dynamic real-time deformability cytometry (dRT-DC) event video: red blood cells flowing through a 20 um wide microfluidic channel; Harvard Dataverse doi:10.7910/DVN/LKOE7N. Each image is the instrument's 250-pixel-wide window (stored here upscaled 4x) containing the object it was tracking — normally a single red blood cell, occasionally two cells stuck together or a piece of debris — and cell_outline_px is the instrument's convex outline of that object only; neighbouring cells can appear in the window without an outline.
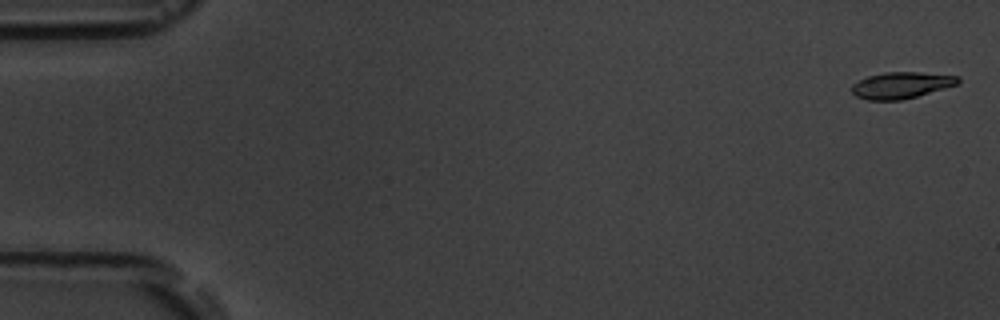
{"species": "common noctule bat (a hibernating species)", "species_latin": "Nyctalus noctula", "temperature_condition": "room temperature", "stored_images_in_passage": 5, "camera_frame_rate_fps": 3000, "um_per_image_px": 0.085, "animal": {"sex": "male", "body_mass_g": 19.5, "forearm_length_mm": 54.6}, "frame": {"image": 1, "passage_image": 1, "time_ms": 0.0, "image_size_px": [1000, 320], "cell_outline_px": [[960, 80], [956, 84], [944, 88], [916, 96], [900, 100], [868, 100], [856, 96], [852, 92], [852, 84], [868, 76], [884, 72], [920, 72], [960, 76]], "centroid_in_image_um": [76.59, 7.23], "position_along_channel_um": 8.4, "area_um2": 16.18}}
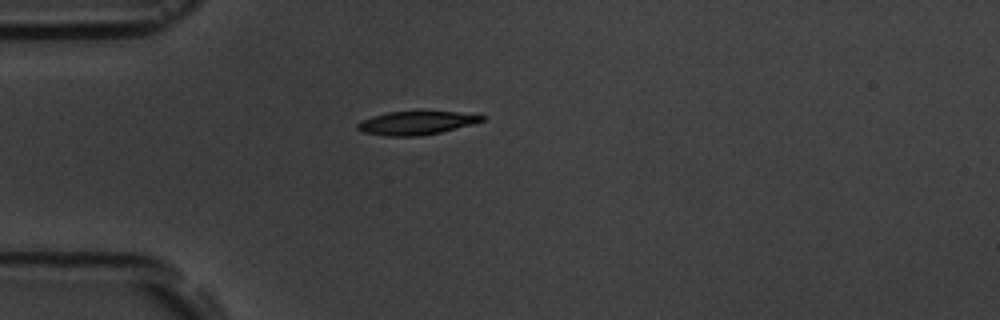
{"frame": {"image": 2, "passage_image": 5, "time_ms": 4.667, "image_size_px": [1000, 320], "cell_outline_px": [[484, 120], [472, 124], [440, 132], [420, 136], [388, 136], [364, 132], [356, 128], [356, 124], [360, 120], [372, 116], [388, 112], [456, 112], [484, 116]], "centroid_in_image_um": [35.32, 10.46], "position_along_channel_um": 49.7, "area_um2": 16.7}}